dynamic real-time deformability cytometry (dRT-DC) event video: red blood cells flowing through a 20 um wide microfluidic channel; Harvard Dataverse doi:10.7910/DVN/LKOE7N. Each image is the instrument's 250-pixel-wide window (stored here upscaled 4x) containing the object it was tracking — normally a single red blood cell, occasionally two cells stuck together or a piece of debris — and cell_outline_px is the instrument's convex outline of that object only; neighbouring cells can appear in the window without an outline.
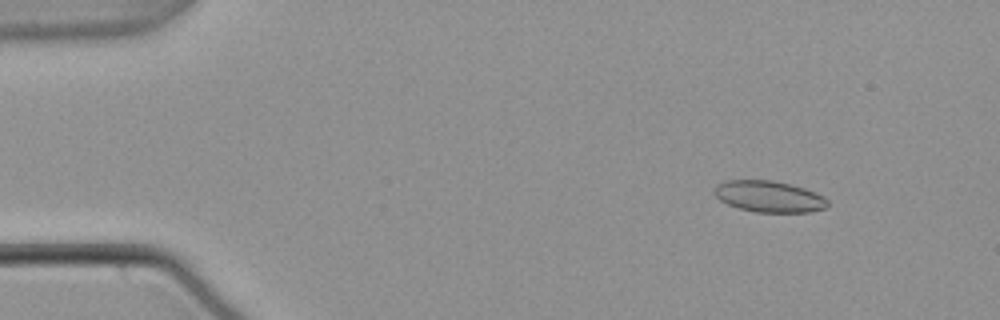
{"species": "common noctule bat (a hibernating species)", "species_latin": "Nyctalus noctula", "temperature_condition": "warm", "stored_images_in_passage": 55, "camera_frame_rate_fps": 3000, "um_per_image_px": 0.085, "animal": {"sex": "male", "body_mass_g": 21.5, "forearm_length_mm": 52.0}, "frame": {"image": 1, "passage_image": 7, "time_ms": 2.0, "image_size_px": [1000, 320], "cell_outline_px": [[828, 204], [824, 208], [808, 212], [756, 212], [740, 208], [728, 204], [720, 200], [712, 192], [716, 184], [724, 180], [772, 180], [804, 188], [824, 196], [828, 200]], "centroid_in_image_um": [65.33, 16.69], "position_along_channel_um": 19.7, "area_um2": 20.63}}
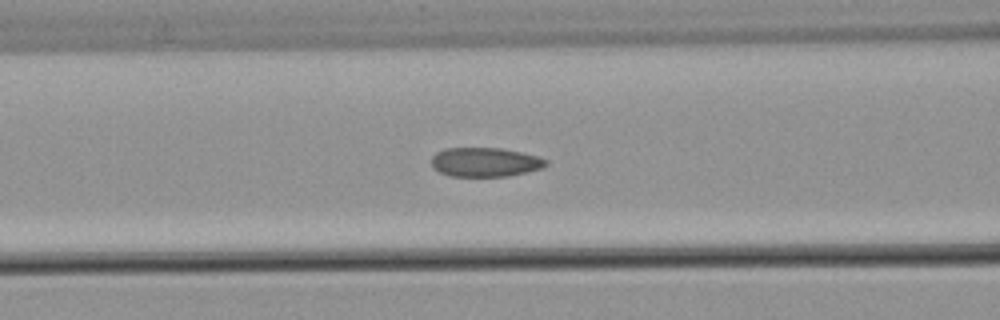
{"frame": {"image": 2, "passage_image": 23, "time_ms": 7.333, "image_size_px": [1000, 320], "cell_outline_px": [[548, 164], [544, 168], [508, 176], [448, 176], [432, 168], [432, 156], [436, 152], [444, 148], [500, 148], [520, 152], [536, 156], [548, 160]], "centroid_in_image_um": [41.22, 13.78], "position_along_channel_um": 125.4, "area_um2": 19.54}}
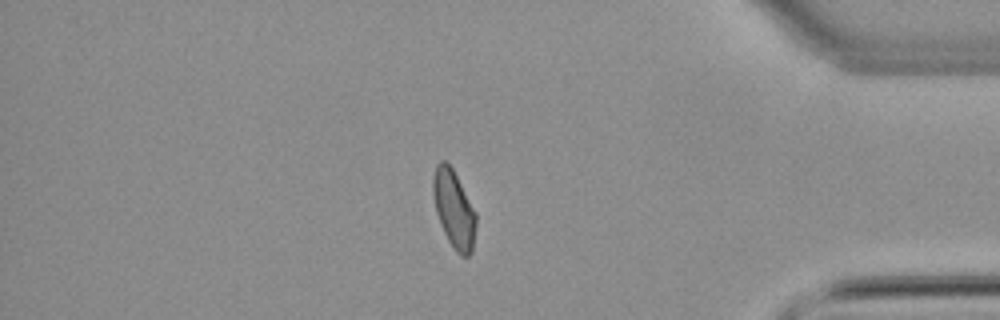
{"frame": {"image": 3, "passage_image": 47, "time_ms": 15.333, "image_size_px": [1000, 320], "cell_outline_px": [[476, 224], [472, 252], [468, 256], [460, 256], [456, 252], [448, 240], [440, 224], [436, 212], [432, 196], [432, 176], [436, 164], [440, 160], [444, 160], [452, 168], [476, 212]], "centroid_in_image_um": [38.56, 17.77], "position_along_channel_um": 396.6, "area_um2": 19.54}, "authors_computed_cell_mechanics": {"area_um2": 20.0566, "velocity_mm_per_s": 3.7872, "shape_relaxation_time_tau1_ms": null, "shape_relaxation_time_tau2_ms": 1.2499, "deformation_change_tau1": null, "deformation_change_tau2": 0.0662}}